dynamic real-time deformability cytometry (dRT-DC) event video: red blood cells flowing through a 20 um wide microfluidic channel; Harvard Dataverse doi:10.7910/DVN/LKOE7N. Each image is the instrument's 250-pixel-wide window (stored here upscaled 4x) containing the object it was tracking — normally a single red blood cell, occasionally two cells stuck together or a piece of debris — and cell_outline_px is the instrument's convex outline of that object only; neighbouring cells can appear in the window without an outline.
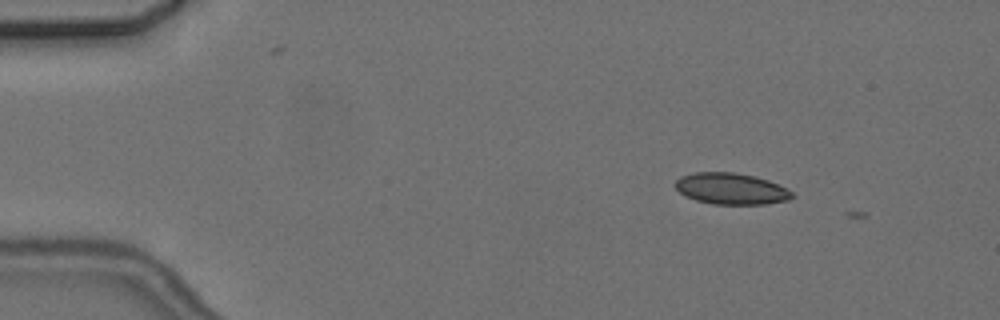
{"species": "common noctule bat (a hibernating species)", "species_latin": "Nyctalus noctula", "temperature_condition": "cold", "stored_images_in_passage": 2, "camera_frame_rate_fps": 3000, "um_per_image_px": 0.085, "animal": {"sex": "female", "body_mass_g": 24.6, "forearm_length_mm": 56.2}, "frame": {"image": 1, "passage_image": 1, "time_ms": 0.0, "image_size_px": [1000, 320], "cell_outline_px": [[796, 196], [788, 200], [764, 204], [712, 204], [696, 200], [684, 196], [676, 188], [676, 180], [680, 176], [696, 172], [736, 172], [756, 176], [768, 180], [792, 192]], "centroid_in_image_um": [62.13, 16.04], "position_along_channel_um": 22.9, "area_um2": 21.33}}